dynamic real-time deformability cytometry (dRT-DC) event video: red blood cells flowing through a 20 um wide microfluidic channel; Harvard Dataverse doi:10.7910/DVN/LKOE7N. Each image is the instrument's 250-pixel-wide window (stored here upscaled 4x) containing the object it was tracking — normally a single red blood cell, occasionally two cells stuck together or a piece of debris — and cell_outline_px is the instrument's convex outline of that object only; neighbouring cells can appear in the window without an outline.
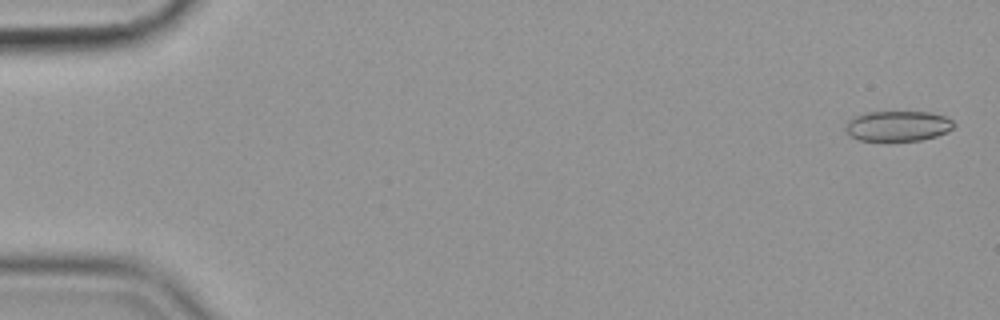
{"species": "common noctule bat (a hibernating species)", "species_latin": "Nyctalus noctula", "temperature_condition": "cold", "stored_images_in_passage": 56, "camera_frame_rate_fps": 3000, "um_per_image_px": 0.085, "animal": {"sex": "female", "body_mass_g": 19.9}, "frame": {"image": 1, "passage_image": 2, "time_ms": 0.333, "image_size_px": [1000, 320], "cell_outline_px": [[956, 124], [948, 132], [936, 136], [920, 140], [860, 140], [852, 136], [844, 128], [848, 120], [856, 116], [868, 112], [932, 112], [944, 116], [952, 120]], "centroid_in_image_um": [76.35, 10.7], "position_along_channel_um": 8.6, "area_um2": 18.96}}
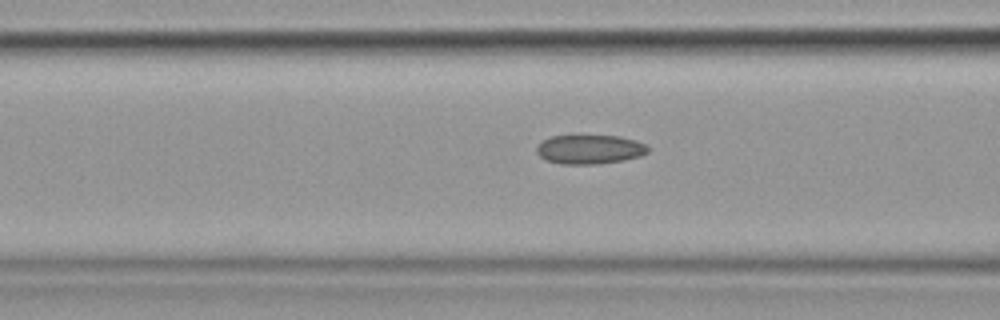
{"frame": {"image": 2, "passage_image": 23, "time_ms": 7.333, "image_size_px": [1000, 320], "cell_outline_px": [[648, 152], [640, 156], [624, 160], [596, 164], [560, 164], [544, 160], [536, 152], [536, 148], [544, 140], [552, 136], [580, 132], [620, 136], [636, 140], [644, 144], [648, 148]], "centroid_in_image_um": [50.09, 12.64], "position_along_channel_um": 116.5, "area_um2": 19.83}}
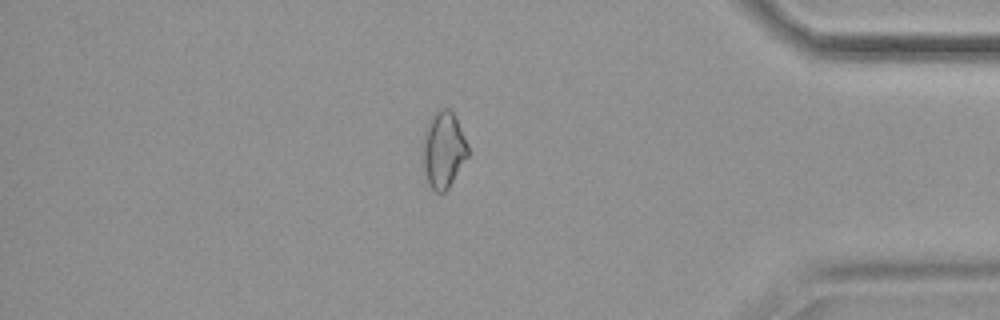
{"frame": {"image": 3, "passage_image": 49, "time_ms": 16.0, "image_size_px": [1000, 320], "cell_outline_px": [[468, 156], [448, 188], [444, 192], [436, 192], [428, 184], [424, 168], [420, 148], [420, 144], [424, 128], [428, 120], [440, 108], [448, 108], [452, 112], [468, 144]], "centroid_in_image_um": [37.64, 12.72], "position_along_channel_um": 397.6, "area_um2": 20.35}, "authors_computed_cell_mechanics": {"area_um2": 19.363, "velocity_mm_per_s": 3.5813, "shape_relaxation_time_tau1_ms": null, "shape_relaxation_time_tau2_ms": 5.2505, "deformation_change_tau1": null, "deformation_change_tau2": 0.1106}}